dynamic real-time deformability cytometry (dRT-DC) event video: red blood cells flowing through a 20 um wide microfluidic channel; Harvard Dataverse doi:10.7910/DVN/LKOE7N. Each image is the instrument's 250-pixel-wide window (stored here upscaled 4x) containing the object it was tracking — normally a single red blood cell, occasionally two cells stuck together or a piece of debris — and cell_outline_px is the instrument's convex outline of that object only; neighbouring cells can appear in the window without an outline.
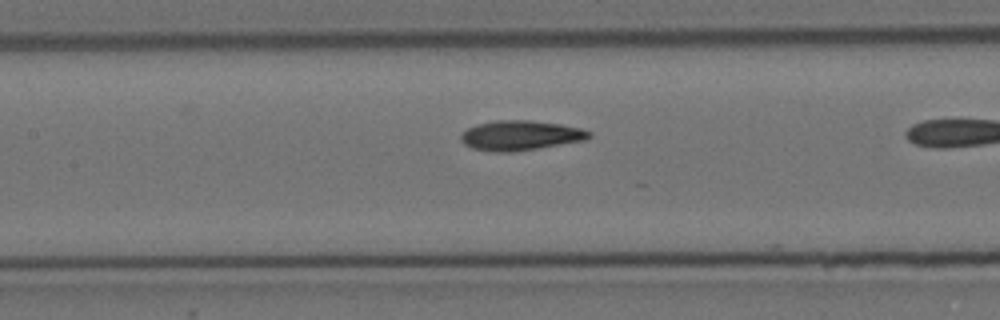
{"species": "Egyptian fruit bat (a non-hibernating species)", "species_latin": "Rousettus aegyptiacus", "temperature_condition": "cold", "stored_images_in_passage": 24, "camera_frame_rate_fps": 3000, "um_per_image_px": 0.085, "animal": {"sex": "female"}, "frame": {"image": 1, "passage_image": 23, "time_ms": 7.333, "image_size_px": [1000, 320], "cell_outline_px": [[592, 136], [584, 140], [512, 152], [492, 152], [472, 148], [464, 144], [460, 140], [460, 136], [468, 128], [476, 124], [496, 120], [528, 120], [560, 124], [580, 128], [592, 132]], "centroid_in_image_um": [44.21, 11.51], "position_along_channel_um": 163.2, "area_um2": 22.14}}